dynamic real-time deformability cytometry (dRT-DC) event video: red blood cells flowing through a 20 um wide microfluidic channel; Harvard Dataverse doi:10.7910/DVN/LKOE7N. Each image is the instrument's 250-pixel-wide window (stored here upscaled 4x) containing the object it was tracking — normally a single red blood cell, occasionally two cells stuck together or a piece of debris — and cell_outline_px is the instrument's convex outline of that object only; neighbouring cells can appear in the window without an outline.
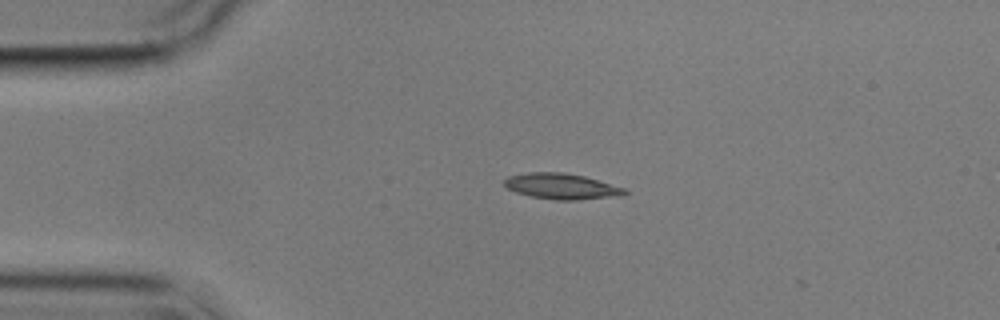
{"species": "common noctule bat (a hibernating species)", "species_latin": "Nyctalus noctula", "temperature_condition": "cold", "stored_images_in_passage": 4, "camera_frame_rate_fps": 3000, "um_per_image_px": 0.085, "animal": {"sex": "male", "body_mass_g": 17.9}, "frame": {"image": 1, "passage_image": 3, "time_ms": 2.333, "image_size_px": [1000, 320], "cell_outline_px": [[628, 192], [620, 196], [576, 200], [556, 200], [532, 196], [516, 192], [508, 188], [504, 184], [504, 180], [508, 176], [528, 172], [564, 172], [584, 176], [628, 188]], "centroid_in_image_um": [47.78, 15.83], "position_along_channel_um": 37.2, "area_um2": 18.15}}